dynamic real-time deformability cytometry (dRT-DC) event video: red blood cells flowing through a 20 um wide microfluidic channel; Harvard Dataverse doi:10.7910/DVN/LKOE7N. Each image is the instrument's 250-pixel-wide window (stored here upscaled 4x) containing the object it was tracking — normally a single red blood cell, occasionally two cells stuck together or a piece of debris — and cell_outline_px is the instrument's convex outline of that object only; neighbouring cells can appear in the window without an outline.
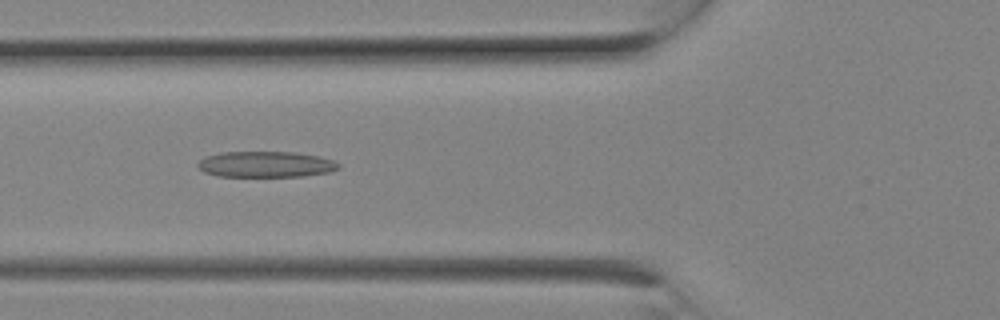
{"species": "Egyptian fruit bat (a non-hibernating species)", "species_latin": "Rousettus aegyptiacus", "temperature_condition": "room temperature", "stored_images_in_passage": 7, "camera_frame_rate_fps": 3000, "um_per_image_px": 0.085, "animal": {"sex": "female"}, "frame": {"image": 1, "passage_image": 6, "time_ms": 1.667, "image_size_px": [1000, 320], "cell_outline_px": [[340, 168], [328, 172], [300, 176], [216, 176], [204, 172], [196, 164], [204, 156], [220, 152], [296, 152], [320, 156], [332, 160], [340, 164]], "centroid_in_image_um": [22.57, 13.96], "position_along_channel_um": 103.2, "area_um2": 21.27}}
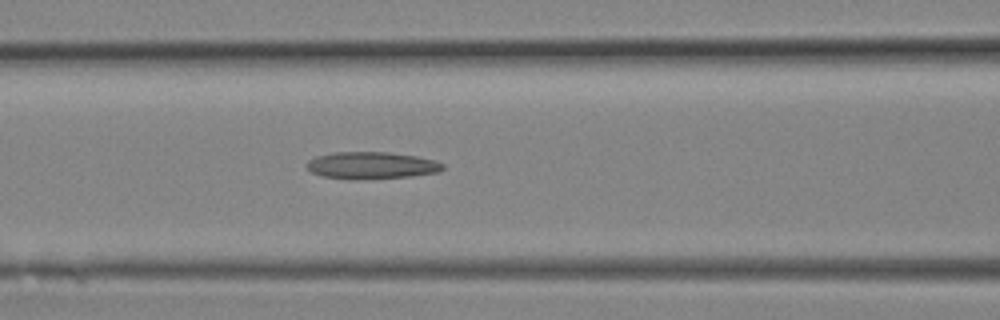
{"frame": {"image": 2, "passage_image": 7, "time_ms": 2.0, "image_size_px": [1000, 320], "cell_outline_px": [[444, 168], [436, 172], [412, 176], [356, 180], [352, 180], [324, 176], [312, 172], [304, 164], [308, 160], [316, 156], [332, 152], [388, 152], [416, 156], [436, 160], [444, 164]], "centroid_in_image_um": [31.56, 14.06], "position_along_channel_um": 135.0, "area_um2": 21.56}}